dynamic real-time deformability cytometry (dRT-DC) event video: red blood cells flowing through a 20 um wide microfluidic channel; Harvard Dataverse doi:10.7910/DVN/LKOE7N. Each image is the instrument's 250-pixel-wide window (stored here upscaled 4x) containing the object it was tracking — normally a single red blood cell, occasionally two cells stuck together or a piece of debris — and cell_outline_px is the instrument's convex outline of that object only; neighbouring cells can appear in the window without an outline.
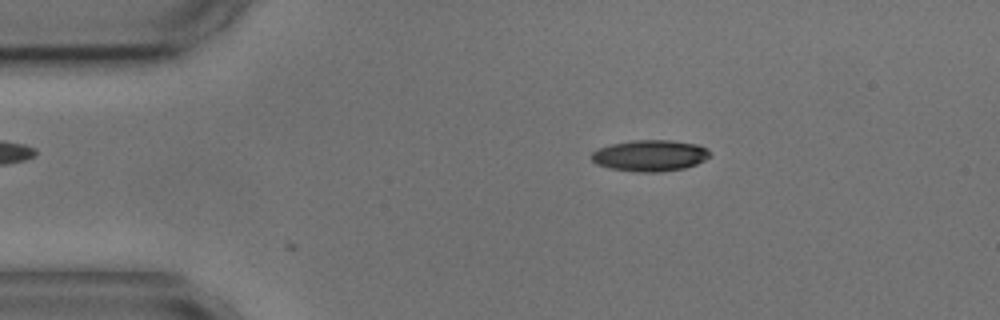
{"species": "common noctule bat (a hibernating species)", "species_latin": "Nyctalus noctula", "temperature_condition": "cold", "stored_images_in_passage": 2, "camera_frame_rate_fps": 3000, "um_per_image_px": 0.085, "animal": {"sex": "male", "body_mass_g": 17.9, "forearm_length_mm": 54.2}, "frame": {"image": 1, "passage_image": 1, "time_ms": 0.0, "image_size_px": [1000, 320], "cell_outline_px": [[712, 156], [696, 164], [684, 168], [660, 172], [640, 172], [608, 168], [596, 164], [592, 160], [592, 152], [600, 148], [612, 144], [632, 140], [672, 140], [696, 144], [708, 148], [712, 152]], "centroid_in_image_um": [55.29, 13.22], "position_along_channel_um": 29.7, "area_um2": 21.68}}